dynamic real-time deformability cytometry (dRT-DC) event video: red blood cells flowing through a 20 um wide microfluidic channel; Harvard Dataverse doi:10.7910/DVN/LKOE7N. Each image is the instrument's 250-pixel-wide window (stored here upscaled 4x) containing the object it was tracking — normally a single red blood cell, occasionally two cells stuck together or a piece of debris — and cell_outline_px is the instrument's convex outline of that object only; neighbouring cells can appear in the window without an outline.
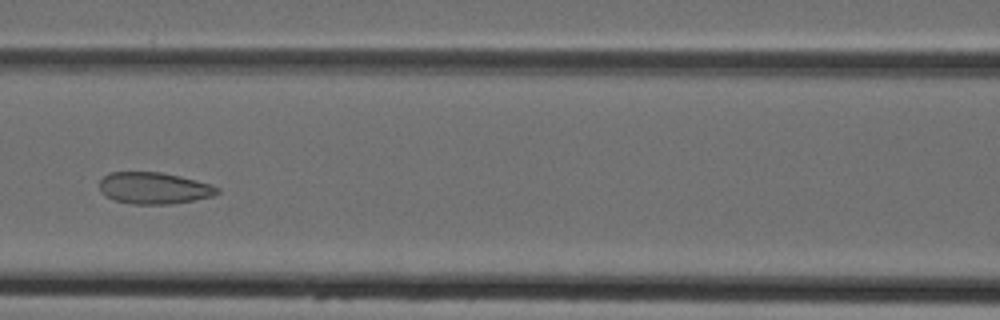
{"species": "Egyptian fruit bat (a non-hibernating species)", "species_latin": "Rousettus aegyptiacus", "temperature_condition": "cold", "stored_images_in_passage": 5, "camera_frame_rate_fps": 3000, "um_per_image_px": 0.085, "animal": {"sex": "female"}, "frame": {"image": 1, "passage_image": 5, "time_ms": 4.667, "image_size_px": [1000, 320], "cell_outline_px": [[220, 192], [212, 196], [172, 204], [132, 204], [116, 200], [100, 192], [100, 180], [108, 172], [160, 172], [180, 176], [196, 180], [220, 188]], "centroid_in_image_um": [13.08, 15.98], "position_along_channel_um": 153.5, "area_um2": 21.56}}